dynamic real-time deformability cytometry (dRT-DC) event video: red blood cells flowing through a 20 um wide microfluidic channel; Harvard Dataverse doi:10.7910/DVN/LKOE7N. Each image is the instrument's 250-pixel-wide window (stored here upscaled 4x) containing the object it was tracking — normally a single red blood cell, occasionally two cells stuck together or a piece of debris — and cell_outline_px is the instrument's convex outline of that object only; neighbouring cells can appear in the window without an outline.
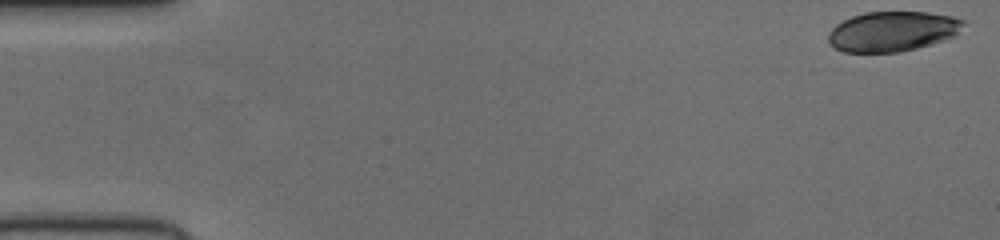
{"species": "human", "species_latin": "Homo sapiens", "temperature_condition": "cold", "stored_images_in_passage": 50, "camera_frame_rate_fps": 3000, "um_per_image_px": 0.085, "donor": {"sex": "female"}, "frame": {"image": 1, "passage_image": 1, "time_ms": 0.0, "image_size_px": [1000, 240], "cell_outline_px": [[964, 24], [956, 36], [944, 40], [916, 48], [900, 52], [844, 52], [836, 48], [828, 40], [828, 32], [836, 24], [852, 16], [864, 12], [928, 12], [952, 16], [964, 20]], "centroid_in_image_um": [75.87, 2.66], "position_along_channel_um": 9.1, "area_um2": 31.5}}
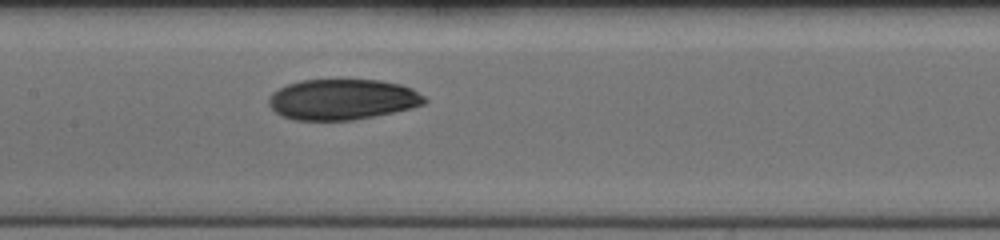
{"frame": {"image": 2, "passage_image": 25, "time_ms": 8.0, "image_size_px": [1000, 240], "cell_outline_px": [[428, 100], [424, 104], [412, 108], [352, 120], [292, 120], [280, 116], [268, 104], [268, 100], [272, 92], [288, 84], [300, 80], [380, 80], [400, 84], [412, 88], [424, 96]], "centroid_in_image_um": [29.09, 8.45], "position_along_channel_um": 178.3, "area_um2": 36.93}}
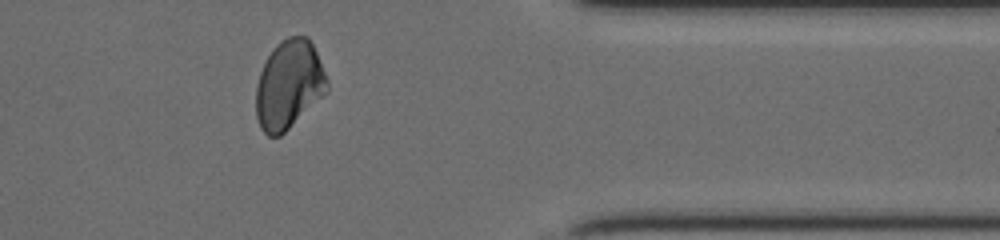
{"frame": {"image": 3, "passage_image": 42, "time_ms": 13.667, "image_size_px": [1000, 240], "cell_outline_px": [[328, 92], [280, 136], [268, 136], [260, 128], [256, 116], [256, 88], [260, 72], [272, 48], [280, 40], [288, 36], [308, 36], [316, 52], [328, 80]], "centroid_in_image_um": [24.56, 7.19], "position_along_channel_um": 386.8, "area_um2": 36.76}}